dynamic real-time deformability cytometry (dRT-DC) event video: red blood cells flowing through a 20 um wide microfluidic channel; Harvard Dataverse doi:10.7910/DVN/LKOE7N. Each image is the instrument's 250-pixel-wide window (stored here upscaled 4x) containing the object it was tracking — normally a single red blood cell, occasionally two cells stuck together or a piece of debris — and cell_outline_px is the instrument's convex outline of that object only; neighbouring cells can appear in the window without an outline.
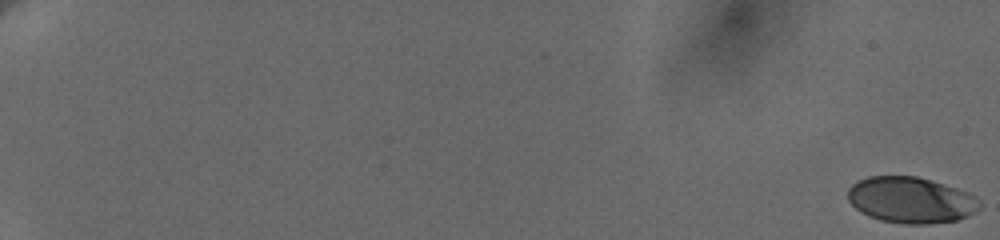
{"species": "human", "species_latin": "Homo sapiens", "temperature_condition": "cold", "stored_images_in_passage": 29, "camera_frame_rate_fps": 3000, "um_per_image_px": 0.085, "donor": {"sex": "female"}, "frame": {"image": 1, "passage_image": 1, "time_ms": 0.0, "image_size_px": [1000, 240], "cell_outline_px": [[980, 208], [968, 216], [956, 220], [928, 224], [904, 224], [880, 220], [868, 216], [860, 212], [848, 200], [848, 188], [852, 184], [868, 176], [916, 176], [956, 188], [968, 192], [980, 204]], "centroid_in_image_um": [77.38, 17.01], "position_along_channel_um": 7.6, "area_um2": 35.2}}
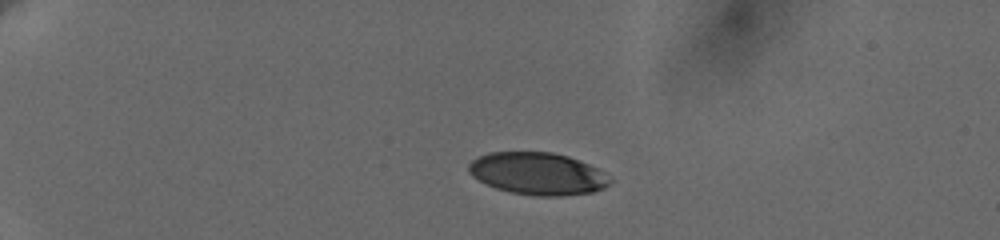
{"frame": {"image": 2, "passage_image": 18, "time_ms": 5.333, "image_size_px": [1000, 240], "cell_outline_px": [[612, 180], [604, 188], [592, 192], [560, 196], [532, 196], [508, 192], [484, 184], [472, 176], [468, 172], [468, 164], [472, 160], [488, 152], [552, 152], [568, 156], [588, 164], [604, 172]], "centroid_in_image_um": [45.67, 14.77], "position_along_channel_um": 39.3, "area_um2": 34.97}}